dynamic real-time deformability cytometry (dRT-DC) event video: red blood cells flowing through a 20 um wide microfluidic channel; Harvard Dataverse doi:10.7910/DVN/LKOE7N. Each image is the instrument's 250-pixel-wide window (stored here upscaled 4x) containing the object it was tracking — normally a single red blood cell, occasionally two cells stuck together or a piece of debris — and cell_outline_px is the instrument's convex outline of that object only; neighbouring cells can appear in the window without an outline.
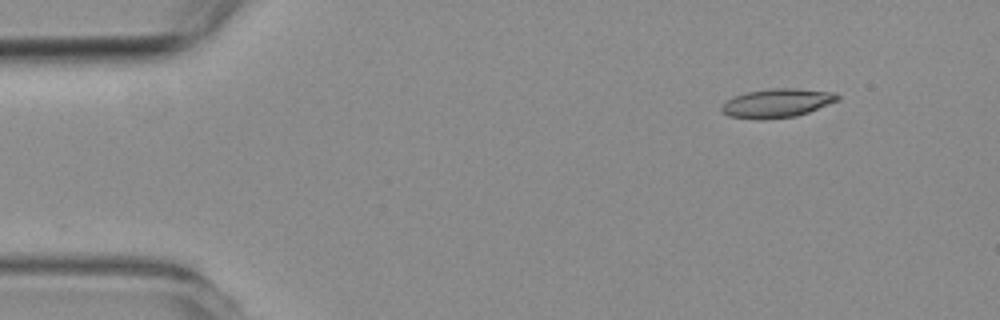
{"species": "common noctule bat (a hibernating species)", "species_latin": "Nyctalus noctula", "temperature_condition": "room temperature", "stored_images_in_passage": 36, "camera_frame_rate_fps": 3000, "um_per_image_px": 0.085, "animal": {"sex": "female", "body_mass_g": 19.3, "forearm_length_mm": 54.1}, "frame": {"image": 1, "passage_image": 2, "time_ms": 0.333, "image_size_px": [1000, 320], "cell_outline_px": [[840, 100], [808, 112], [796, 116], [764, 120], [760, 120], [728, 116], [720, 112], [720, 108], [732, 96], [748, 92], [768, 88], [796, 88], [836, 92], [840, 96]], "centroid_in_image_um": [66.05, 8.76], "position_along_channel_um": 18.9, "area_um2": 19.77}}
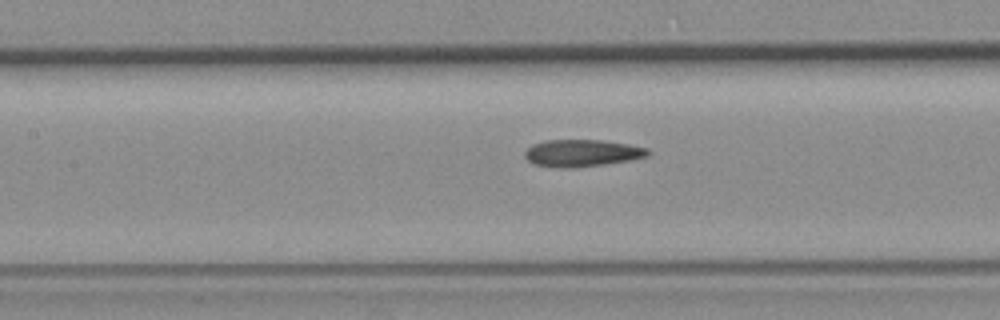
{"frame": {"image": 2, "passage_image": 21, "time_ms": 6.667, "image_size_px": [1000, 320], "cell_outline_px": [[652, 152], [648, 156], [632, 160], [576, 168], [556, 168], [532, 164], [524, 156], [524, 152], [532, 144], [544, 140], [604, 140], [628, 144], [648, 148]], "centroid_in_image_um": [49.47, 13.02], "position_along_channel_um": 157.9, "area_um2": 19.77}}
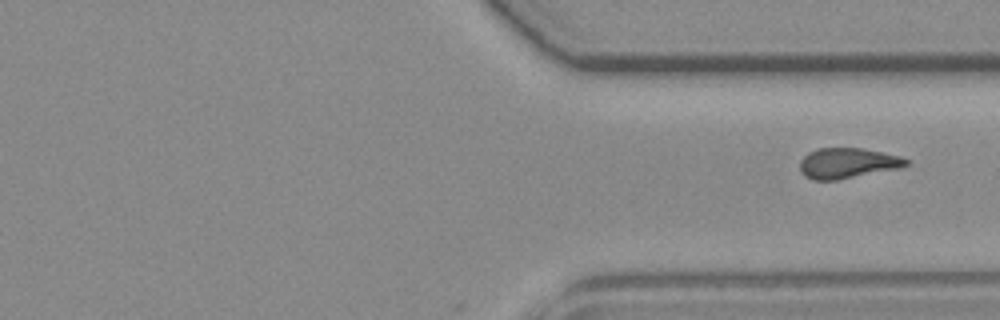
{"frame": {"image": 3, "passage_image": 36, "time_ms": 11.667, "image_size_px": [1000, 320], "cell_outline_px": [[912, 164], [900, 168], [836, 180], [812, 180], [804, 176], [800, 172], [800, 160], [808, 152], [820, 148], [860, 148], [900, 156], [908, 160]], "centroid_in_image_um": [72.03, 13.87], "position_along_channel_um": 339.4, "area_um2": 18.84}}